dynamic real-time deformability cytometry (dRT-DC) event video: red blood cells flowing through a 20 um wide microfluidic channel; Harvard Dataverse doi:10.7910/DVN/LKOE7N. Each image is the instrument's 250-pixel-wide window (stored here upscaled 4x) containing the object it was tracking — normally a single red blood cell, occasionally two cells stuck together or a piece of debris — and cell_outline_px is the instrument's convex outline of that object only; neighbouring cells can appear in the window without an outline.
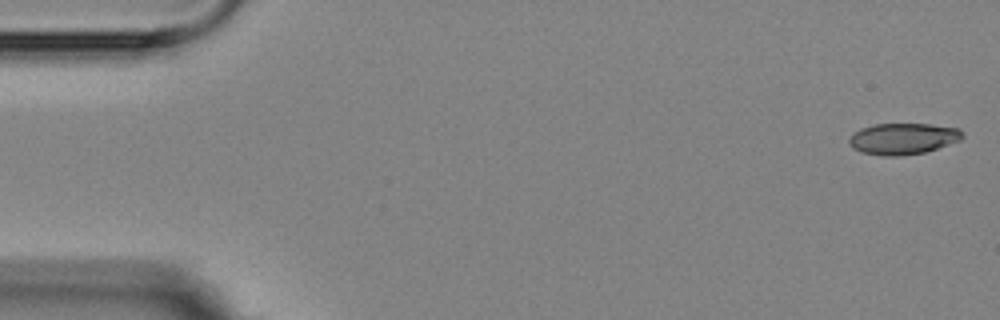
{"species": "Egyptian fruit bat (a non-hibernating species)", "species_latin": "Rousettus aegyptiacus", "temperature_condition": "room temperature", "stored_images_in_passage": 4, "camera_frame_rate_fps": 3000, "um_per_image_px": 0.085, "animal": {"sex": "female"}, "frame": {"image": 1, "passage_image": 1, "time_ms": 0.0, "image_size_px": [1000, 320], "cell_outline_px": [[964, 136], [960, 140], [924, 152], [900, 156], [884, 156], [860, 152], [852, 148], [848, 144], [848, 140], [852, 132], [860, 128], [872, 124], [928, 124], [956, 128], [964, 132]], "centroid_in_image_um": [76.68, 11.79], "position_along_channel_um": 8.3, "area_um2": 20.75}}